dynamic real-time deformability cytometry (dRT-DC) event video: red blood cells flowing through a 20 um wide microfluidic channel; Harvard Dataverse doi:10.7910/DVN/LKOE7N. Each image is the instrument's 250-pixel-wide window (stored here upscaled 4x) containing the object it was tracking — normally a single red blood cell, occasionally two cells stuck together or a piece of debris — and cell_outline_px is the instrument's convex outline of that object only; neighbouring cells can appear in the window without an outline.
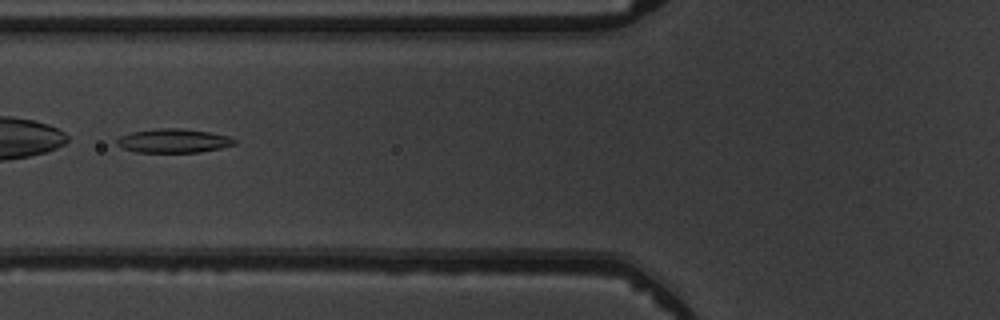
{"species": "common noctule bat (a hibernating species)", "species_latin": "Nyctalus noctula", "temperature_condition": "warm", "stored_images_in_passage": 8, "camera_frame_rate_fps": 3000, "um_per_image_px": 0.085, "animal": {"sex": "male", "body_mass_g": 19.5, "forearm_length_mm": 54.6}, "frame": {"image": 1, "passage_image": 8, "time_ms": 8.0, "image_size_px": [1000, 320], "cell_outline_px": [[236, 144], [220, 148], [200, 152], [136, 152], [120, 148], [116, 144], [116, 140], [120, 136], [132, 132], [156, 128], [180, 128], [208, 132], [228, 136], [236, 140]], "centroid_in_image_um": [14.71, 11.97], "position_along_channel_um": 111.1, "area_um2": 16.42}}